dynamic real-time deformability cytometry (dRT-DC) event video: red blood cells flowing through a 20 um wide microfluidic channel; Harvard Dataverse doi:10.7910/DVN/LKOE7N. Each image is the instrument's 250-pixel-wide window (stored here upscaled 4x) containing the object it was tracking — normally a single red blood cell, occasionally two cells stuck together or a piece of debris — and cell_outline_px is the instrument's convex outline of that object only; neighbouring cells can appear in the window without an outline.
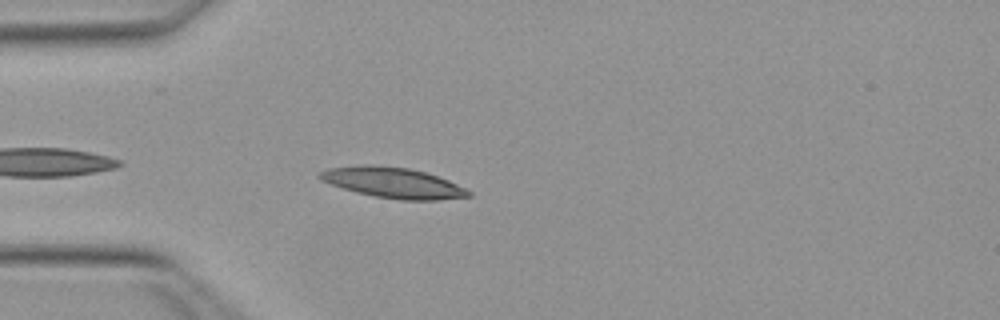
{"species": "Egyptian fruit bat (a non-hibernating species)", "species_latin": "Rousettus aegyptiacus", "temperature_condition": "warm", "stored_images_in_passage": 27, "camera_frame_rate_fps": 3000, "um_per_image_px": 0.085, "animal": {"sex": "female"}, "frame": {"image": 1, "passage_image": 3, "time_ms": 0.667, "image_size_px": [1000, 320], "cell_outline_px": [[472, 196], [436, 200], [400, 200], [376, 196], [356, 192], [320, 180], [316, 176], [320, 172], [328, 168], [360, 164], [372, 164], [408, 168], [424, 172], [448, 180], [472, 192]], "centroid_in_image_um": [33.38, 15.52], "position_along_channel_um": 51.6, "area_um2": 26.36}}
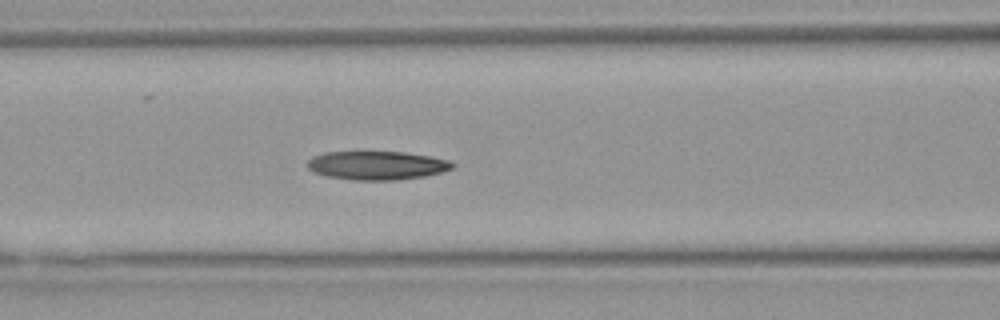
{"frame": {"image": 2, "passage_image": 10, "time_ms": 3.0, "image_size_px": [1000, 320], "cell_outline_px": [[456, 164], [452, 168], [444, 172], [424, 176], [396, 180], [352, 180], [328, 176], [312, 172], [308, 168], [308, 160], [312, 156], [324, 152], [404, 152], [432, 156], [448, 160]], "centroid_in_image_um": [32.05, 14.06], "position_along_channel_um": 134.6, "area_um2": 24.33}}
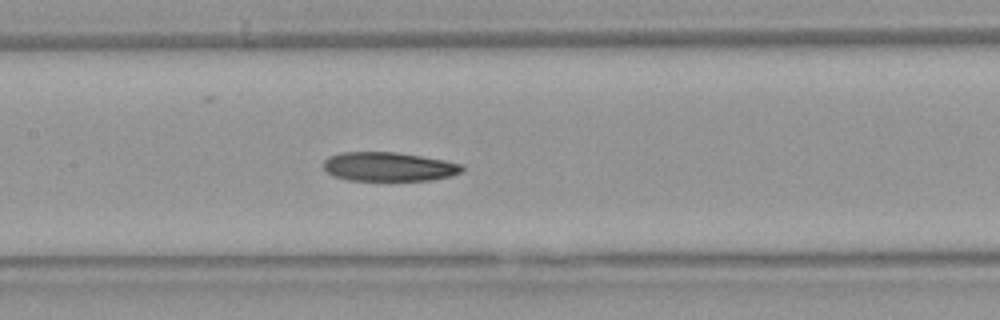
{"frame": {"image": 3, "passage_image": 13, "time_ms": 4.0, "image_size_px": [1000, 320], "cell_outline_px": [[464, 168], [460, 172], [448, 176], [432, 180], [348, 180], [332, 176], [324, 168], [324, 160], [328, 156], [340, 152], [396, 152], [444, 160], [464, 164]], "centroid_in_image_um": [33.01, 14.16], "position_along_channel_um": 174.4, "area_um2": 23.41}}